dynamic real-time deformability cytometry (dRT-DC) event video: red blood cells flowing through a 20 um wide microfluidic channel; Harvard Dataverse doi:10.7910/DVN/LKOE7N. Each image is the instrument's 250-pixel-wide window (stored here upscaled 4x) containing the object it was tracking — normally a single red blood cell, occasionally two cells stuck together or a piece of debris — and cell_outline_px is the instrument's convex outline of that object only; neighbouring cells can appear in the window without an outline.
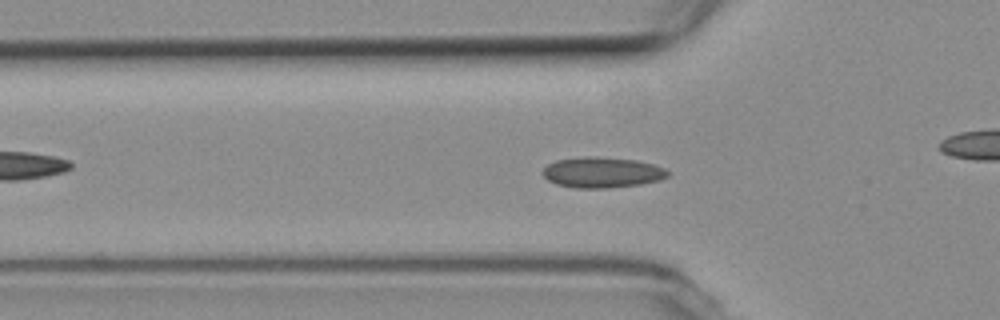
{"species": "common noctule bat (a hibernating species)", "species_latin": "Nyctalus noctula", "temperature_condition": "room temperature", "stored_images_in_passage": 55, "camera_frame_rate_fps": 3000, "um_per_image_px": 0.085, "animal": {"sex": "female", "body_mass_g": 19.3, "forearm_length_mm": 54.1}, "frame": {"image": 1, "passage_image": 17, "time_ms": 5.333, "image_size_px": [1000, 320], "cell_outline_px": [[668, 176], [660, 180], [640, 184], [608, 188], [576, 188], [556, 184], [548, 180], [540, 172], [548, 164], [556, 160], [588, 156], [596, 156], [636, 160], [652, 164], [664, 168], [668, 172]], "centroid_in_image_um": [51.15, 14.65], "position_along_channel_um": 74.6, "area_um2": 22.31}}
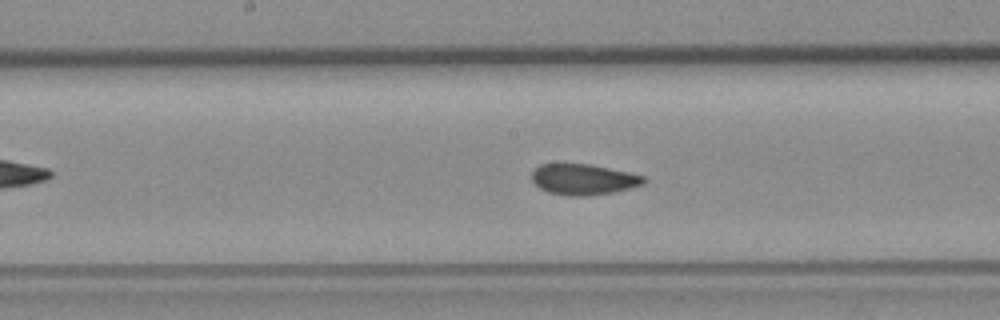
{"frame": {"image": 2, "passage_image": 27, "time_ms": 8.667, "image_size_px": [1000, 320], "cell_outline_px": [[648, 180], [644, 184], [612, 192], [588, 196], [568, 196], [548, 192], [540, 188], [532, 180], [532, 172], [540, 164], [592, 164], [628, 172], [644, 176]], "centroid_in_image_um": [49.6, 15.25], "position_along_channel_um": 198.6, "area_um2": 20.06}}
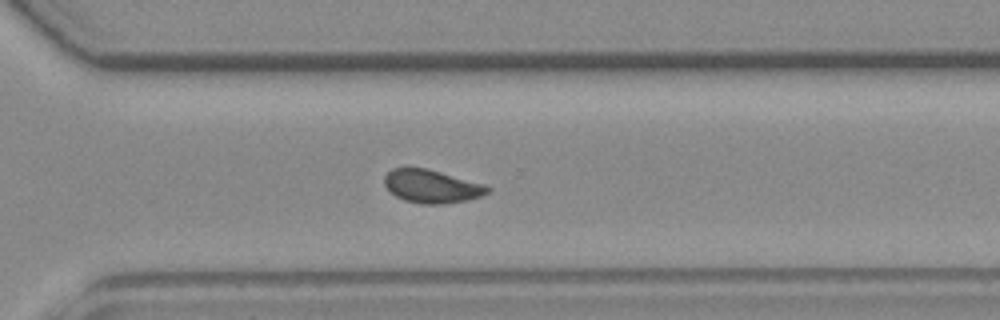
{"frame": {"image": 3, "passage_image": 38, "time_ms": 12.333, "image_size_px": [1000, 320], "cell_outline_px": [[492, 188], [488, 192], [480, 196], [468, 200], [444, 204], [424, 204], [404, 200], [396, 196], [384, 184], [384, 176], [392, 168], [428, 168], [488, 184]], "centroid_in_image_um": [36.75, 15.83], "position_along_channel_um": 333.8, "area_um2": 20.17}, "authors_computed_cell_mechanics": {"area_um2": 20.2878, "velocity_mm_per_s": 3.6958, "shape_relaxation_time_tau1_ms": null, "shape_relaxation_time_tau2_ms": 0.8956, "deformation_change_tau1": null, "deformation_change_tau2": 0.0604}}